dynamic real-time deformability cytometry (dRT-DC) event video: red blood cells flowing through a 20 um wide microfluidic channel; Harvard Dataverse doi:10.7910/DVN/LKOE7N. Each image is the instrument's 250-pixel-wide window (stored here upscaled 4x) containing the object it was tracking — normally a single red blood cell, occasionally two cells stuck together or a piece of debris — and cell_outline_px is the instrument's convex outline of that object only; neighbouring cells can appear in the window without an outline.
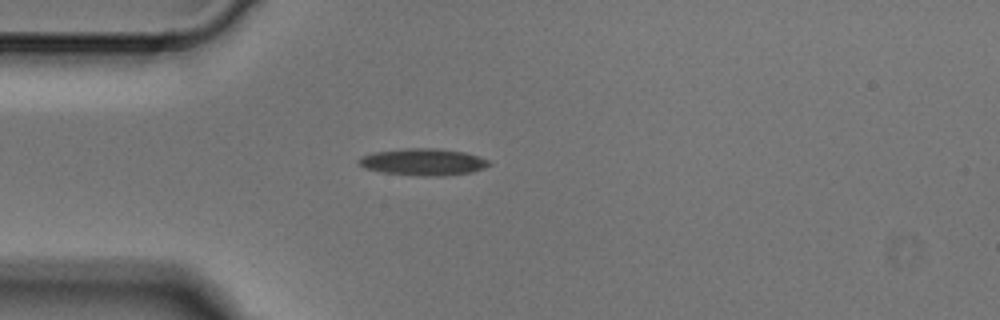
{"species": "Egyptian fruit bat (a non-hibernating species)", "species_latin": "Rousettus aegyptiacus", "temperature_condition": "cold", "stored_images_in_passage": 1, "camera_frame_rate_fps": 3000, "um_per_image_px": 0.085, "animal": {"sex": "male"}, "frame": {"image": 1, "passage_image": 1, "time_ms": 0.0, "image_size_px": [1000, 320], "cell_outline_px": [[492, 164], [484, 168], [472, 172], [444, 176], [420, 176], [380, 172], [364, 168], [356, 160], [364, 156], [376, 152], [404, 148], [436, 148], [464, 152], [480, 156], [488, 160]], "centroid_in_image_um": [36.0, 13.77], "position_along_channel_um": 49.0, "area_um2": 20.46}}